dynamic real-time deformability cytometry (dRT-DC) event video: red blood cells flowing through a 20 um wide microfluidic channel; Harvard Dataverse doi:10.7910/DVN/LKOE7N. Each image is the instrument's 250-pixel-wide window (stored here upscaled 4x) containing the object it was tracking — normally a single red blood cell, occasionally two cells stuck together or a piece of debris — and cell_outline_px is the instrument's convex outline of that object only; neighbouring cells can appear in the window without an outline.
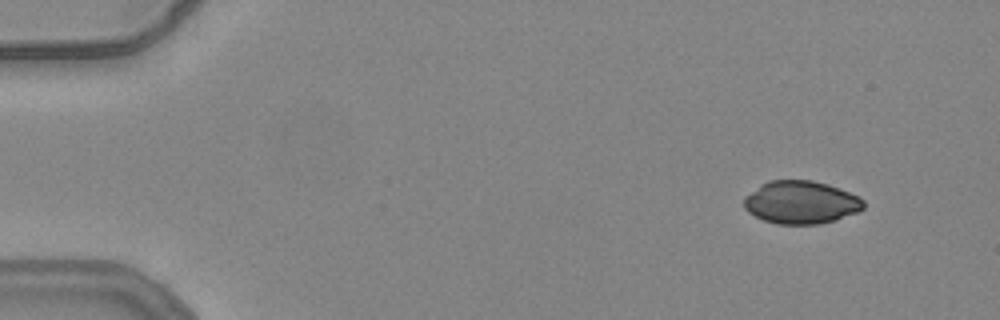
{"species": "common noctule bat (a hibernating species)", "species_latin": "Nyctalus noctula", "temperature_condition": "warm", "stored_images_in_passage": 4, "camera_frame_rate_fps": 3000, "um_per_image_px": 0.085, "animal": {"sex": "female", "body_mass_g": 24.6, "forearm_length_mm": 56.2}, "frame": {"image": 1, "passage_image": 1, "time_ms": 0.0, "image_size_px": [1000, 320], "cell_outline_px": [[864, 208], [856, 212], [836, 220], [820, 224], [776, 224], [764, 220], [748, 212], [744, 208], [744, 196], [760, 184], [768, 180], [812, 180], [828, 184], [840, 188], [860, 196], [864, 200]], "centroid_in_image_um": [68.08, 17.19], "position_along_channel_um": 16.9, "area_um2": 30.17}}